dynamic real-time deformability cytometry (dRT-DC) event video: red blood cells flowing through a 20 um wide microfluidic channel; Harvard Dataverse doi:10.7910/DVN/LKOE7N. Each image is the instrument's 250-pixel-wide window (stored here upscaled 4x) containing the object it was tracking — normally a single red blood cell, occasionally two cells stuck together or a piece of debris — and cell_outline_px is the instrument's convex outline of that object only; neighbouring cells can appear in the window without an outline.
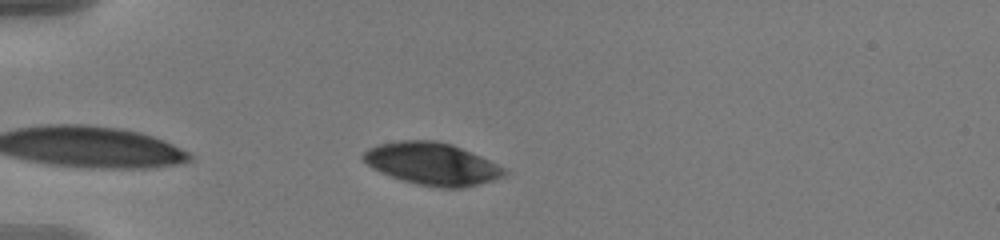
{"species": "human", "species_latin": "Homo sapiens", "temperature_condition": "warm", "stored_images_in_passage": 43, "camera_frame_rate_fps": 3000, "um_per_image_px": 0.085, "donor": {"sex": "male"}, "frame": {"image": 1, "passage_image": 3, "time_ms": 0.667, "image_size_px": [1000, 240], "cell_outline_px": [[508, 172], [504, 176], [492, 180], [460, 188], [440, 188], [420, 184], [404, 180], [392, 176], [372, 168], [360, 156], [368, 148], [380, 144], [396, 140], [436, 140], [452, 144], [480, 156], [504, 168]], "centroid_in_image_um": [36.71, 13.91], "position_along_channel_um": 48.3, "area_um2": 34.33}}
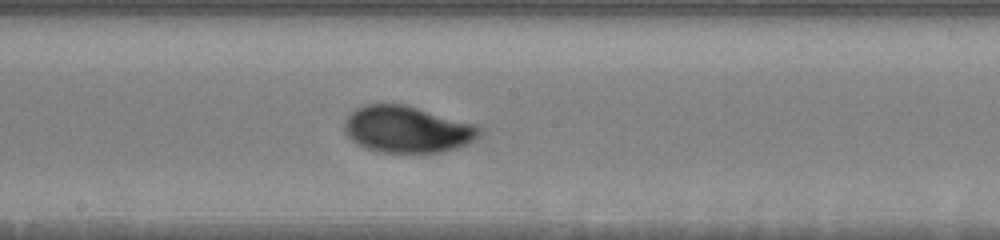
{"frame": {"image": 2, "passage_image": 19, "time_ms": 6.0, "image_size_px": [1000, 240], "cell_outline_px": [[480, 136], [476, 140], [468, 144], [456, 148], [440, 152], [380, 152], [356, 144], [344, 132], [344, 120], [356, 108], [364, 104], [408, 104], [476, 124], [480, 128]], "centroid_in_image_um": [34.63, 10.98], "position_along_channel_um": 213.6, "area_um2": 36.99}}
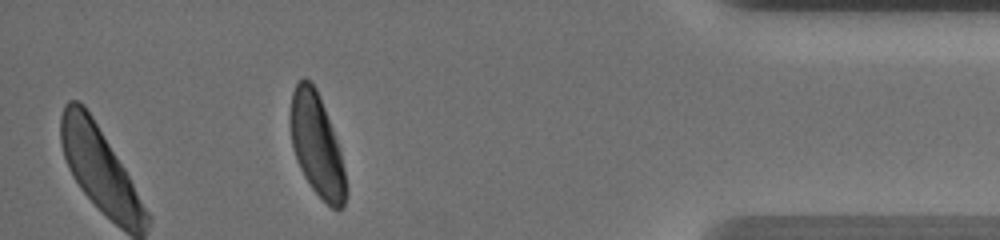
{"frame": {"image": 3, "passage_image": 38, "time_ms": 12.333, "image_size_px": [1000, 240], "cell_outline_px": [[348, 188], [344, 204], [340, 208], [332, 208], [312, 188], [304, 176], [296, 160], [292, 148], [288, 120], [288, 116], [292, 92], [296, 84], [304, 76], [316, 88], [340, 148]], "centroid_in_image_um": [26.9, 12.32], "position_along_channel_um": 408.3, "area_um2": 33.35}, "authors_computed_cell_mechanics": {"area_um2": 35.258, "velocity_mm_per_s": 3.6383, "shape_relaxation_time_tau1_ms": 4.0743, "shape_relaxation_time_tau2_ms": null, "deformation_change_tau1": 0.1665, "deformation_change_tau2": null}}